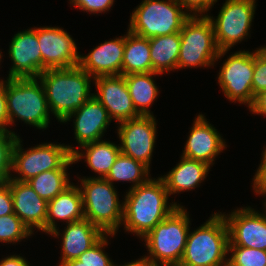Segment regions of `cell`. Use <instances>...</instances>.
Segmentation results:
<instances>
[{"mask_svg":"<svg viewBox=\"0 0 266 266\" xmlns=\"http://www.w3.org/2000/svg\"><path fill=\"white\" fill-rule=\"evenodd\" d=\"M123 201L122 224L126 231L145 237L163 221L179 203L168 205L169 194L161 177L129 189Z\"/></svg>","mask_w":266,"mask_h":266,"instance_id":"6da1fadb","label":"cell"},{"mask_svg":"<svg viewBox=\"0 0 266 266\" xmlns=\"http://www.w3.org/2000/svg\"><path fill=\"white\" fill-rule=\"evenodd\" d=\"M149 171L142 162L120 152L105 179L112 185L113 181H130L133 183L130 189H133L149 179Z\"/></svg>","mask_w":266,"mask_h":266,"instance_id":"f1b7e54d","label":"cell"},{"mask_svg":"<svg viewBox=\"0 0 266 266\" xmlns=\"http://www.w3.org/2000/svg\"><path fill=\"white\" fill-rule=\"evenodd\" d=\"M73 163L71 156L59 169L42 172L26 182L41 198L48 202L71 185L66 169Z\"/></svg>","mask_w":266,"mask_h":266,"instance_id":"83f0119b","label":"cell"},{"mask_svg":"<svg viewBox=\"0 0 266 266\" xmlns=\"http://www.w3.org/2000/svg\"><path fill=\"white\" fill-rule=\"evenodd\" d=\"M155 72L123 75L136 112L140 116H153L149 107L157 99L158 88L153 80Z\"/></svg>","mask_w":266,"mask_h":266,"instance_id":"484cf974","label":"cell"},{"mask_svg":"<svg viewBox=\"0 0 266 266\" xmlns=\"http://www.w3.org/2000/svg\"><path fill=\"white\" fill-rule=\"evenodd\" d=\"M19 136L9 130H0V184L8 182L13 161V149Z\"/></svg>","mask_w":266,"mask_h":266,"instance_id":"4dcf8cb0","label":"cell"},{"mask_svg":"<svg viewBox=\"0 0 266 266\" xmlns=\"http://www.w3.org/2000/svg\"><path fill=\"white\" fill-rule=\"evenodd\" d=\"M70 4L81 9L82 11L90 12L91 14L109 11L113 6L114 0H69Z\"/></svg>","mask_w":266,"mask_h":266,"instance_id":"e575fe53","label":"cell"},{"mask_svg":"<svg viewBox=\"0 0 266 266\" xmlns=\"http://www.w3.org/2000/svg\"><path fill=\"white\" fill-rule=\"evenodd\" d=\"M176 0H143L130 16L131 33L153 38L178 33L190 14Z\"/></svg>","mask_w":266,"mask_h":266,"instance_id":"ba28073f","label":"cell"},{"mask_svg":"<svg viewBox=\"0 0 266 266\" xmlns=\"http://www.w3.org/2000/svg\"><path fill=\"white\" fill-rule=\"evenodd\" d=\"M255 0H226L216 19L212 22L219 50H229L249 35L255 14Z\"/></svg>","mask_w":266,"mask_h":266,"instance_id":"30bf717a","label":"cell"},{"mask_svg":"<svg viewBox=\"0 0 266 266\" xmlns=\"http://www.w3.org/2000/svg\"><path fill=\"white\" fill-rule=\"evenodd\" d=\"M5 95L9 125L18 118L37 129L48 127L50 110L43 84L38 78H7Z\"/></svg>","mask_w":266,"mask_h":266,"instance_id":"5b68a950","label":"cell"},{"mask_svg":"<svg viewBox=\"0 0 266 266\" xmlns=\"http://www.w3.org/2000/svg\"><path fill=\"white\" fill-rule=\"evenodd\" d=\"M74 119V134L79 146L100 141L104 132L111 123L108 111L92 96L81 108L68 115L62 122Z\"/></svg>","mask_w":266,"mask_h":266,"instance_id":"ac0fdd59","label":"cell"},{"mask_svg":"<svg viewBox=\"0 0 266 266\" xmlns=\"http://www.w3.org/2000/svg\"><path fill=\"white\" fill-rule=\"evenodd\" d=\"M91 78L80 66L47 69L39 75L49 110L58 121L62 122L93 96Z\"/></svg>","mask_w":266,"mask_h":266,"instance_id":"7a4b0ae2","label":"cell"},{"mask_svg":"<svg viewBox=\"0 0 266 266\" xmlns=\"http://www.w3.org/2000/svg\"><path fill=\"white\" fill-rule=\"evenodd\" d=\"M95 81L97 93L93 96L108 111L110 119L121 123L140 116L133 105L127 83L123 75L100 76Z\"/></svg>","mask_w":266,"mask_h":266,"instance_id":"2e32d148","label":"cell"},{"mask_svg":"<svg viewBox=\"0 0 266 266\" xmlns=\"http://www.w3.org/2000/svg\"><path fill=\"white\" fill-rule=\"evenodd\" d=\"M186 11H190V16L205 15L217 0H176ZM193 11V12H192ZM193 14H192V13ZM198 13V14H197Z\"/></svg>","mask_w":266,"mask_h":266,"instance_id":"d590c367","label":"cell"},{"mask_svg":"<svg viewBox=\"0 0 266 266\" xmlns=\"http://www.w3.org/2000/svg\"><path fill=\"white\" fill-rule=\"evenodd\" d=\"M232 252L228 262L232 266H266V251L242 246H228Z\"/></svg>","mask_w":266,"mask_h":266,"instance_id":"1f68e13d","label":"cell"},{"mask_svg":"<svg viewBox=\"0 0 266 266\" xmlns=\"http://www.w3.org/2000/svg\"><path fill=\"white\" fill-rule=\"evenodd\" d=\"M84 209L82 193L79 186L71 184L63 192L59 193L55 198L48 201L46 233L51 236L58 237L59 227L55 224V220H63L68 223L83 220Z\"/></svg>","mask_w":266,"mask_h":266,"instance_id":"44dd1931","label":"cell"},{"mask_svg":"<svg viewBox=\"0 0 266 266\" xmlns=\"http://www.w3.org/2000/svg\"><path fill=\"white\" fill-rule=\"evenodd\" d=\"M210 166L204 162L181 156L178 163L168 174L162 176L169 195L189 191L204 181Z\"/></svg>","mask_w":266,"mask_h":266,"instance_id":"603a6c76","label":"cell"},{"mask_svg":"<svg viewBox=\"0 0 266 266\" xmlns=\"http://www.w3.org/2000/svg\"><path fill=\"white\" fill-rule=\"evenodd\" d=\"M14 213L33 233L34 228L46 233L48 202L41 198L26 181H8Z\"/></svg>","mask_w":266,"mask_h":266,"instance_id":"d6986e66","label":"cell"},{"mask_svg":"<svg viewBox=\"0 0 266 266\" xmlns=\"http://www.w3.org/2000/svg\"><path fill=\"white\" fill-rule=\"evenodd\" d=\"M225 148V141L217 129L208 123L203 114H199L190 130L182 156L210 166Z\"/></svg>","mask_w":266,"mask_h":266,"instance_id":"e0dca14e","label":"cell"},{"mask_svg":"<svg viewBox=\"0 0 266 266\" xmlns=\"http://www.w3.org/2000/svg\"><path fill=\"white\" fill-rule=\"evenodd\" d=\"M150 265H151V263L145 257H142L141 259H138L136 261H132L129 263L127 262V264L125 263L122 266H150ZM114 266H116V265H114Z\"/></svg>","mask_w":266,"mask_h":266,"instance_id":"b9f144b4","label":"cell"},{"mask_svg":"<svg viewBox=\"0 0 266 266\" xmlns=\"http://www.w3.org/2000/svg\"><path fill=\"white\" fill-rule=\"evenodd\" d=\"M14 213L13 199L8 182L0 184V217Z\"/></svg>","mask_w":266,"mask_h":266,"instance_id":"74e56055","label":"cell"},{"mask_svg":"<svg viewBox=\"0 0 266 266\" xmlns=\"http://www.w3.org/2000/svg\"><path fill=\"white\" fill-rule=\"evenodd\" d=\"M255 52L238 51L225 60L218 75V84L225 97L233 102L247 104L254 101L252 79L254 74Z\"/></svg>","mask_w":266,"mask_h":266,"instance_id":"8fae6325","label":"cell"},{"mask_svg":"<svg viewBox=\"0 0 266 266\" xmlns=\"http://www.w3.org/2000/svg\"><path fill=\"white\" fill-rule=\"evenodd\" d=\"M189 220L187 211L179 205L142 238L150 254L144 257L151 265H179L190 231Z\"/></svg>","mask_w":266,"mask_h":266,"instance_id":"277c9868","label":"cell"},{"mask_svg":"<svg viewBox=\"0 0 266 266\" xmlns=\"http://www.w3.org/2000/svg\"><path fill=\"white\" fill-rule=\"evenodd\" d=\"M228 244L226 220L221 212L214 213L198 229L188 233L178 266H224L228 262Z\"/></svg>","mask_w":266,"mask_h":266,"instance_id":"3957f363","label":"cell"},{"mask_svg":"<svg viewBox=\"0 0 266 266\" xmlns=\"http://www.w3.org/2000/svg\"><path fill=\"white\" fill-rule=\"evenodd\" d=\"M224 266H232L229 262H227Z\"/></svg>","mask_w":266,"mask_h":266,"instance_id":"f6af8a7d","label":"cell"},{"mask_svg":"<svg viewBox=\"0 0 266 266\" xmlns=\"http://www.w3.org/2000/svg\"><path fill=\"white\" fill-rule=\"evenodd\" d=\"M229 231L228 246H242L266 251V213L242 207L226 215Z\"/></svg>","mask_w":266,"mask_h":266,"instance_id":"5bb4252c","label":"cell"},{"mask_svg":"<svg viewBox=\"0 0 266 266\" xmlns=\"http://www.w3.org/2000/svg\"><path fill=\"white\" fill-rule=\"evenodd\" d=\"M31 235L32 232L15 213L0 217V242L14 244Z\"/></svg>","mask_w":266,"mask_h":266,"instance_id":"f546056e","label":"cell"},{"mask_svg":"<svg viewBox=\"0 0 266 266\" xmlns=\"http://www.w3.org/2000/svg\"><path fill=\"white\" fill-rule=\"evenodd\" d=\"M152 72L162 74L177 69L180 53V32L149 39Z\"/></svg>","mask_w":266,"mask_h":266,"instance_id":"d4e9b609","label":"cell"},{"mask_svg":"<svg viewBox=\"0 0 266 266\" xmlns=\"http://www.w3.org/2000/svg\"><path fill=\"white\" fill-rule=\"evenodd\" d=\"M9 117L7 114V102L5 95V82L0 83V130H8Z\"/></svg>","mask_w":266,"mask_h":266,"instance_id":"f35d334b","label":"cell"},{"mask_svg":"<svg viewBox=\"0 0 266 266\" xmlns=\"http://www.w3.org/2000/svg\"><path fill=\"white\" fill-rule=\"evenodd\" d=\"M255 50L254 74L252 79L253 95L266 90V46Z\"/></svg>","mask_w":266,"mask_h":266,"instance_id":"836d02e7","label":"cell"},{"mask_svg":"<svg viewBox=\"0 0 266 266\" xmlns=\"http://www.w3.org/2000/svg\"><path fill=\"white\" fill-rule=\"evenodd\" d=\"M66 225L63 235H61L62 254L59 266L66 261L77 259L105 235L98 227L85 218Z\"/></svg>","mask_w":266,"mask_h":266,"instance_id":"7402d4cb","label":"cell"},{"mask_svg":"<svg viewBox=\"0 0 266 266\" xmlns=\"http://www.w3.org/2000/svg\"><path fill=\"white\" fill-rule=\"evenodd\" d=\"M80 180L85 219L104 234L115 235L123 219V203L120 204L116 188L105 178Z\"/></svg>","mask_w":266,"mask_h":266,"instance_id":"8992f818","label":"cell"},{"mask_svg":"<svg viewBox=\"0 0 266 266\" xmlns=\"http://www.w3.org/2000/svg\"><path fill=\"white\" fill-rule=\"evenodd\" d=\"M118 124L121 153L142 162L150 169L157 132L155 117L138 116Z\"/></svg>","mask_w":266,"mask_h":266,"instance_id":"7c38bea8","label":"cell"},{"mask_svg":"<svg viewBox=\"0 0 266 266\" xmlns=\"http://www.w3.org/2000/svg\"><path fill=\"white\" fill-rule=\"evenodd\" d=\"M180 37L177 69L214 66V62L229 51L219 50L212 22L207 15H191L180 31Z\"/></svg>","mask_w":266,"mask_h":266,"instance_id":"52a82bcc","label":"cell"},{"mask_svg":"<svg viewBox=\"0 0 266 266\" xmlns=\"http://www.w3.org/2000/svg\"><path fill=\"white\" fill-rule=\"evenodd\" d=\"M18 137L13 149L12 171L19 174L11 178L16 181H28L42 172L59 169L77 150L64 144L44 143L23 151Z\"/></svg>","mask_w":266,"mask_h":266,"instance_id":"9c48e42d","label":"cell"},{"mask_svg":"<svg viewBox=\"0 0 266 266\" xmlns=\"http://www.w3.org/2000/svg\"><path fill=\"white\" fill-rule=\"evenodd\" d=\"M1 57H2V55H1V52H0V62H1ZM2 82H5V81H3L2 79H0V83H2Z\"/></svg>","mask_w":266,"mask_h":266,"instance_id":"ee69618b","label":"cell"},{"mask_svg":"<svg viewBox=\"0 0 266 266\" xmlns=\"http://www.w3.org/2000/svg\"><path fill=\"white\" fill-rule=\"evenodd\" d=\"M60 266H84L78 259H73L62 263Z\"/></svg>","mask_w":266,"mask_h":266,"instance_id":"7bdbcfd3","label":"cell"},{"mask_svg":"<svg viewBox=\"0 0 266 266\" xmlns=\"http://www.w3.org/2000/svg\"><path fill=\"white\" fill-rule=\"evenodd\" d=\"M12 65L7 78H38L41 74V49L37 28L14 35L9 46Z\"/></svg>","mask_w":266,"mask_h":266,"instance_id":"9a60e30c","label":"cell"},{"mask_svg":"<svg viewBox=\"0 0 266 266\" xmlns=\"http://www.w3.org/2000/svg\"><path fill=\"white\" fill-rule=\"evenodd\" d=\"M148 72H152L149 39L128 31L125 35L122 75Z\"/></svg>","mask_w":266,"mask_h":266,"instance_id":"4316f807","label":"cell"},{"mask_svg":"<svg viewBox=\"0 0 266 266\" xmlns=\"http://www.w3.org/2000/svg\"><path fill=\"white\" fill-rule=\"evenodd\" d=\"M125 36L105 41L88 55L81 56L79 66L94 78L122 75Z\"/></svg>","mask_w":266,"mask_h":266,"instance_id":"ffe728a7","label":"cell"},{"mask_svg":"<svg viewBox=\"0 0 266 266\" xmlns=\"http://www.w3.org/2000/svg\"><path fill=\"white\" fill-rule=\"evenodd\" d=\"M0 266H29V264L23 257L11 255L1 260Z\"/></svg>","mask_w":266,"mask_h":266,"instance_id":"60d3db41","label":"cell"},{"mask_svg":"<svg viewBox=\"0 0 266 266\" xmlns=\"http://www.w3.org/2000/svg\"><path fill=\"white\" fill-rule=\"evenodd\" d=\"M41 49V73L47 69L79 66L80 54L75 41L59 27H37Z\"/></svg>","mask_w":266,"mask_h":266,"instance_id":"4fadbf2b","label":"cell"},{"mask_svg":"<svg viewBox=\"0 0 266 266\" xmlns=\"http://www.w3.org/2000/svg\"><path fill=\"white\" fill-rule=\"evenodd\" d=\"M262 160L253 178V189L260 195L266 194V148L262 152Z\"/></svg>","mask_w":266,"mask_h":266,"instance_id":"8d00e7d4","label":"cell"},{"mask_svg":"<svg viewBox=\"0 0 266 266\" xmlns=\"http://www.w3.org/2000/svg\"><path fill=\"white\" fill-rule=\"evenodd\" d=\"M108 236L114 234H105L93 247L85 251L77 259L84 266H114L107 254L104 252L105 245H108Z\"/></svg>","mask_w":266,"mask_h":266,"instance_id":"d6a6232c","label":"cell"},{"mask_svg":"<svg viewBox=\"0 0 266 266\" xmlns=\"http://www.w3.org/2000/svg\"><path fill=\"white\" fill-rule=\"evenodd\" d=\"M86 152L76 150L73 154V161L76 163L82 158L99 178H105L113 166L117 156L119 155L120 148L118 145L108 141H95L92 143L81 146ZM86 153V154H85Z\"/></svg>","mask_w":266,"mask_h":266,"instance_id":"cb8c5ba5","label":"cell"},{"mask_svg":"<svg viewBox=\"0 0 266 266\" xmlns=\"http://www.w3.org/2000/svg\"><path fill=\"white\" fill-rule=\"evenodd\" d=\"M249 109L253 114L266 115V90L255 95L254 101Z\"/></svg>","mask_w":266,"mask_h":266,"instance_id":"ab89813d","label":"cell"}]
</instances>
